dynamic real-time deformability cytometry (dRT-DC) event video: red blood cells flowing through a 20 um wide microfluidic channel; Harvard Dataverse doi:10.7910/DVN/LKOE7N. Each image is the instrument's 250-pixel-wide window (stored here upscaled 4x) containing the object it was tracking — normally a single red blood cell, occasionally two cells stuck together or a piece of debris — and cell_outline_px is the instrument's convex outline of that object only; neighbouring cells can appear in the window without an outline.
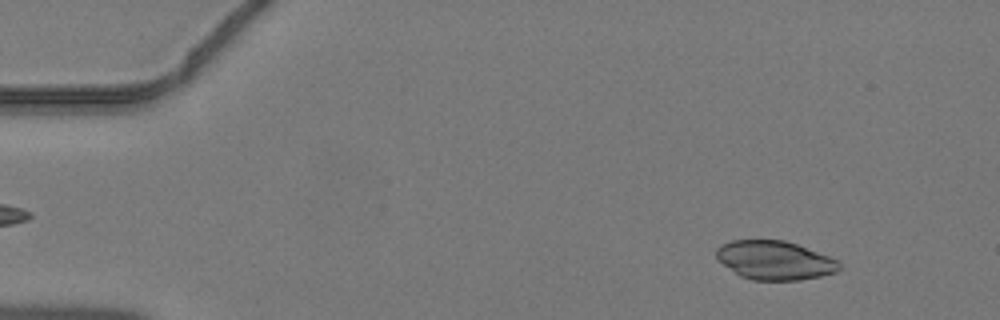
{"species": "common noctule bat (a hibernating species)", "species_latin": "Nyctalus noctula", "temperature_condition": "warm", "stored_images_in_passage": 27, "camera_frame_rate_fps": 3000, "um_per_image_px": 0.085, "animal": {"sex": "male", "body_mass_g": 19.2, "forearm_length_mm": 51.8}, "frame": {"image": 1, "passage_image": 4, "time_ms": 1.0, "image_size_px": [1000, 320], "cell_outline_px": [[840, 268], [836, 272], [820, 276], [800, 280], [752, 280], [740, 276], [724, 264], [716, 256], [716, 248], [720, 244], [732, 240], [784, 240], [796, 244], [840, 260]], "centroid_in_image_um": [65.86, 22.12], "position_along_channel_um": 19.1, "area_um2": 27.74}}